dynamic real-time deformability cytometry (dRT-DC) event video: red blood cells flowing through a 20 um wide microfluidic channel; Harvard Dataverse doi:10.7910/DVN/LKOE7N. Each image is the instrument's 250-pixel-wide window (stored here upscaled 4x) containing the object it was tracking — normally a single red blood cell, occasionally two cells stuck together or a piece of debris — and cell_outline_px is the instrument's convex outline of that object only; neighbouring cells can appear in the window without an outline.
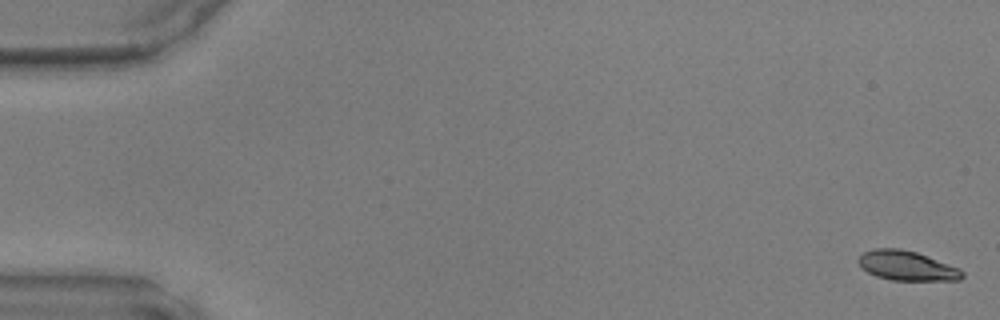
{"species": "common noctule bat (a hibernating species)", "species_latin": "Nyctalus noctula", "temperature_condition": "warm", "stored_images_in_passage": 48, "camera_frame_rate_fps": 3000, "um_per_image_px": 0.085, "animal": {"sex": "male", "body_mass_g": 17.9, "forearm_length_mm": 54.2}, "frame": {"image": 1, "passage_image": 1, "time_ms": 0.0, "image_size_px": [1000, 320], "cell_outline_px": [[964, 276], [960, 280], [892, 280], [876, 276], [868, 272], [856, 260], [864, 252], [876, 248], [900, 248], [916, 252], [960, 268], [964, 272]], "centroid_in_image_um": [77.1, 22.58], "position_along_channel_um": 7.9, "area_um2": 17.8}}
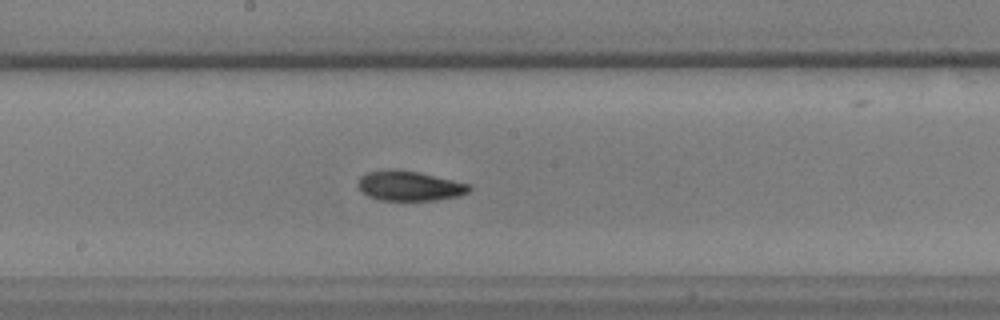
{"frame": {"image": 2, "passage_image": 26, "time_ms": 8.333, "image_size_px": [1000, 320], "cell_outline_px": [[472, 188], [468, 192], [456, 196], [436, 200], [380, 200], [368, 196], [356, 184], [360, 176], [368, 172], [388, 168], [396, 168], [416, 172], [472, 184]], "centroid_in_image_um": [34.78, 15.78], "position_along_channel_um": 213.4, "area_um2": 19.36}}
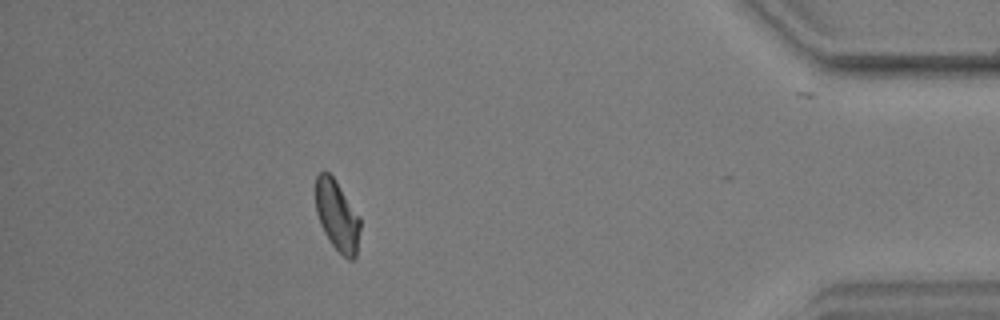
{"frame": {"image": 3, "passage_image": 43, "time_ms": 14.0, "image_size_px": [1000, 320], "cell_outline_px": [[360, 228], [356, 256], [352, 260], [348, 260], [332, 244], [324, 232], [320, 224], [316, 212], [316, 176], [324, 168], [336, 180], [360, 216]], "centroid_in_image_um": [28.66, 18.3], "position_along_channel_um": 406.5, "area_um2": 18.38}}